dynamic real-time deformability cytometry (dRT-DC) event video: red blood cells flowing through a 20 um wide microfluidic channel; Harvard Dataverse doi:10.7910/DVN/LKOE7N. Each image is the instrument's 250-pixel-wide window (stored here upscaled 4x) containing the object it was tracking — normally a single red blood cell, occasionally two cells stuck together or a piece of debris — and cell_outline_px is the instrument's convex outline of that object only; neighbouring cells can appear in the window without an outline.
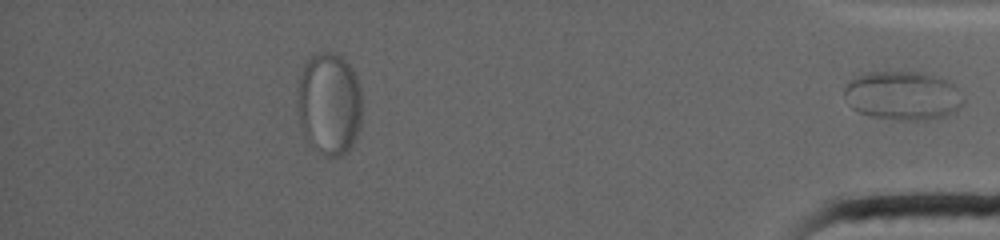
{"species": "common noctule bat (a hibernating species)", "species_latin": "Nyctalus noctula", "temperature_condition": "warm", "stored_images_in_passage": 44, "segment_of_instrument_passage": [2, 2], "camera_frame_rate_fps": 4500, "um_per_image_px": 0.085, "animal": {"sex": "female", "body_mass_g": 19.0, "forearm_length_mm": 53.3}, "frame": {"image": 1, "passage_image": 44, "time_ms": 13.111, "image_size_px": [1000, 240], "cell_outline_px": [[964, 104], [952, 112], [944, 116], [924, 120], [900, 120], [872, 116], [860, 112], [852, 108], [848, 104], [964, 96]], "centroid_in_image_um": [77.46, 9.21], "position_along_channel_um": 357.7, "area_um2": 13.18}}